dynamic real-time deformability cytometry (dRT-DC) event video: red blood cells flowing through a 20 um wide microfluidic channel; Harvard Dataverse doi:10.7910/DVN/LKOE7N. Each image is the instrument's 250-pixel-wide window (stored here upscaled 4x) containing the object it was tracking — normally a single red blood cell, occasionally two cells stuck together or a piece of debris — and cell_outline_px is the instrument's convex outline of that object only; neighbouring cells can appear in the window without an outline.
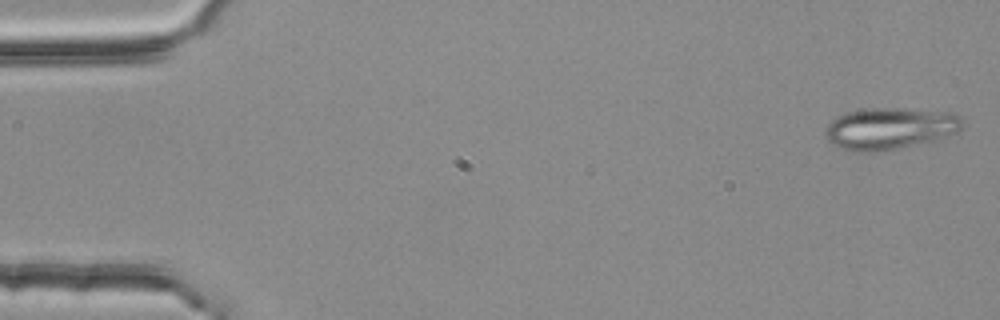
{"species": "common noctule bat (a hibernating species)", "species_latin": "Nyctalus noctula", "temperature_condition": "room temperature", "stored_images_in_passage": 54, "camera_frame_rate_fps": 3000, "um_per_image_px": 0.085, "animal": {"sex": "female", "body_mass_g": 25.1}, "frame": {"image": 1, "passage_image": 1, "time_ms": 0.0, "image_size_px": [1000, 320], "cell_outline_px": [[964, 124], [960, 132], [932, 140], [896, 148], [872, 152], [852, 152], [840, 148], [832, 144], [824, 136], [824, 132], [828, 124], [836, 116], [848, 112], [868, 108], [904, 108], [956, 112], [964, 120]], "centroid_in_image_um": [75.65, 10.9], "position_along_channel_um": 9.3, "area_um2": 33.64}}
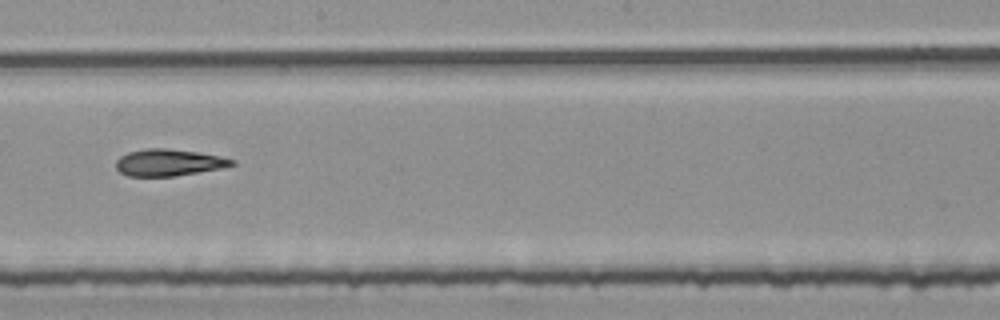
{"frame": {"image": 2, "passage_image": 30, "time_ms": 9.667, "image_size_px": [1000, 320], "cell_outline_px": [[236, 164], [220, 168], [172, 176], [128, 176], [120, 172], [116, 168], [116, 160], [120, 156], [128, 152], [148, 148], [168, 148], [196, 152], [220, 156], [236, 160]], "centroid_in_image_um": [14.31, 13.81], "position_along_channel_um": 233.9, "area_um2": 17.92}}
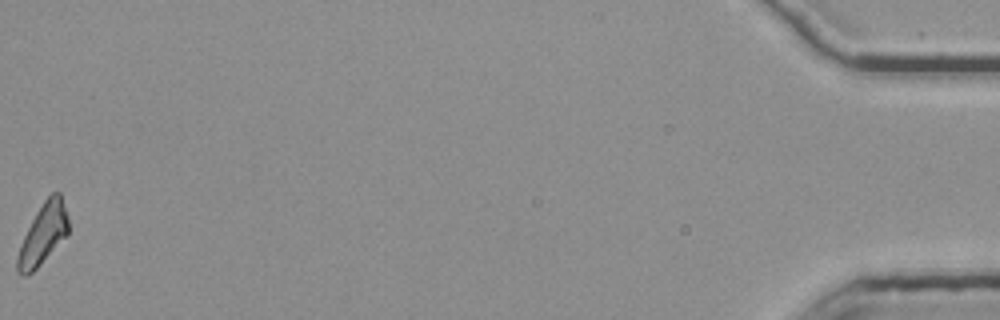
{"frame": {"image": 3, "passage_image": 54, "time_ms": 17.667, "image_size_px": [1000, 320], "cell_outline_px": [[68, 236], [32, 272], [24, 276], [20, 276], [16, 272], [16, 256], [20, 244], [36, 212], [44, 200], [52, 192], [60, 192], [68, 216]], "centroid_in_image_um": [3.65, 19.92], "position_along_channel_um": 431.5, "area_um2": 18.09}, "authors_computed_cell_mechanics": {"area_um2": 18.5538, "velocity_mm_per_s": 3.7684, "shape_relaxation_time_tau1_ms": null, "shape_relaxation_time_tau2_ms": 8.5165, "deformation_change_tau1": null, "deformation_change_tau2": 0.2018}}